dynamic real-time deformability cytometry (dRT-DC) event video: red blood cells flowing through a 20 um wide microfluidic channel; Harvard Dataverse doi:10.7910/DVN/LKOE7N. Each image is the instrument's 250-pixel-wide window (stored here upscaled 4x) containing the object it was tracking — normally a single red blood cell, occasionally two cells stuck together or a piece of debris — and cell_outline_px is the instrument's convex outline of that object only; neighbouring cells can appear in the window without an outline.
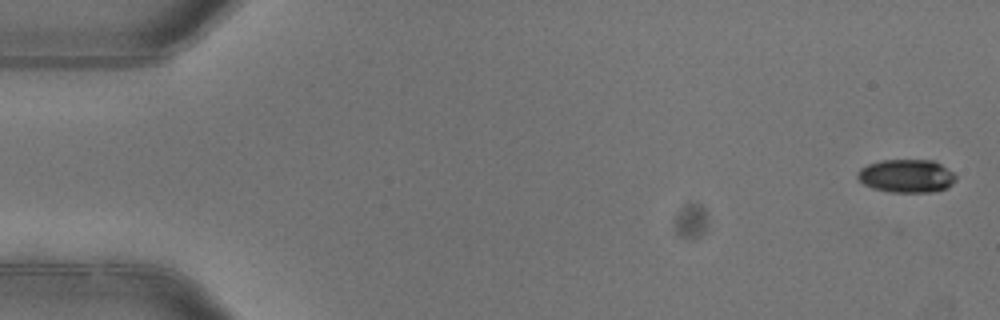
{"species": "common noctule bat (a hibernating species)", "species_latin": "Nyctalus noctula", "temperature_condition": "warm", "stored_images_in_passage": 5, "camera_frame_rate_fps": 3000, "um_per_image_px": 0.085, "animal": {"sex": "female"}, "frame": {"image": 1, "passage_image": 1, "time_ms": 0.0, "image_size_px": [1000, 320], "cell_outline_px": [[956, 180], [948, 188], [932, 192], [888, 192], [872, 188], [864, 184], [856, 176], [856, 172], [860, 168], [868, 164], [884, 160], [932, 160], [940, 164], [952, 172], [956, 176]], "centroid_in_image_um": [77.04, 14.96], "position_along_channel_um": 8.0, "area_um2": 19.07}}
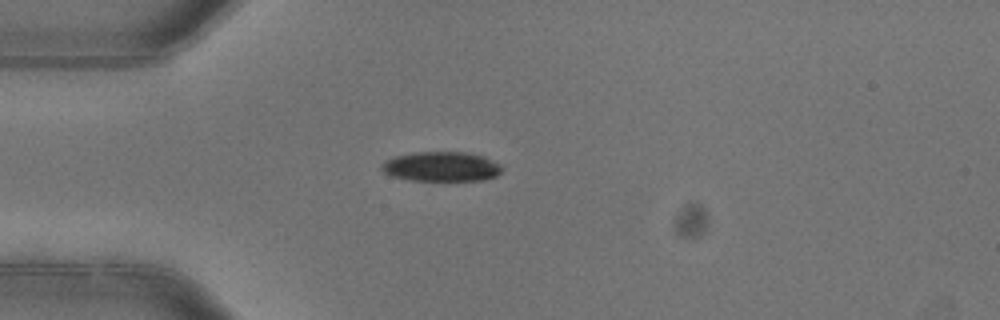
{"frame": {"image": 2, "passage_image": 5, "time_ms": 1.333, "image_size_px": [1000, 320], "cell_outline_px": [[504, 168], [496, 176], [484, 180], [408, 180], [388, 176], [380, 168], [380, 164], [384, 160], [392, 156], [412, 152], [468, 152], [484, 156], [500, 164]], "centroid_in_image_um": [37.46, 14.15], "position_along_channel_um": 47.5, "area_um2": 21.21}}